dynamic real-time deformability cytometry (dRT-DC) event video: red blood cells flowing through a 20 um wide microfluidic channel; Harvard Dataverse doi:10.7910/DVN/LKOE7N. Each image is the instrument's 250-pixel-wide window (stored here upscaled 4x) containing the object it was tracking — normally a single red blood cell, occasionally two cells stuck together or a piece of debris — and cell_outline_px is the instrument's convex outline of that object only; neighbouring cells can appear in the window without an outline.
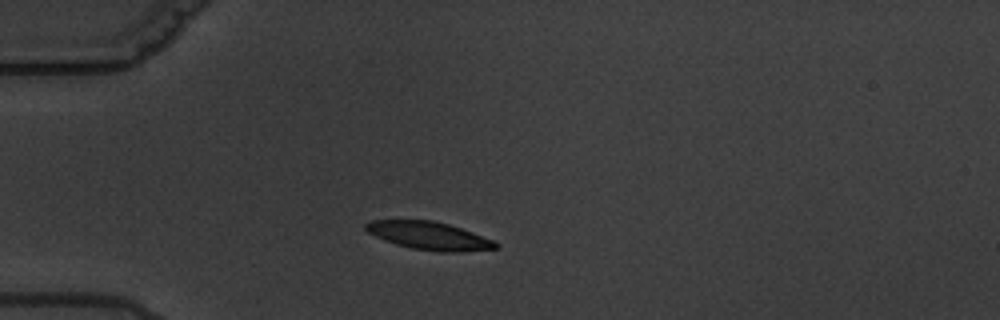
{"species": "common noctule bat (a hibernating species)", "species_latin": "Nyctalus noctula", "temperature_condition": "warm", "stored_images_in_passage": 10, "camera_frame_rate_fps": 3000, "um_per_image_px": 0.085, "animal": {"sex": "male", "body_mass_g": 19.5, "forearm_length_mm": 54.6}, "frame": {"image": 1, "passage_image": 2, "time_ms": 1.333, "image_size_px": [1000, 320], "cell_outline_px": [[500, 248], [460, 252], [440, 252], [412, 248], [396, 244], [384, 240], [368, 232], [364, 228], [364, 224], [368, 220], [432, 220], [448, 224], [472, 232], [492, 240], [500, 244]], "centroid_in_image_um": [36.47, 20.04], "position_along_channel_um": 48.5, "area_um2": 21.15}}